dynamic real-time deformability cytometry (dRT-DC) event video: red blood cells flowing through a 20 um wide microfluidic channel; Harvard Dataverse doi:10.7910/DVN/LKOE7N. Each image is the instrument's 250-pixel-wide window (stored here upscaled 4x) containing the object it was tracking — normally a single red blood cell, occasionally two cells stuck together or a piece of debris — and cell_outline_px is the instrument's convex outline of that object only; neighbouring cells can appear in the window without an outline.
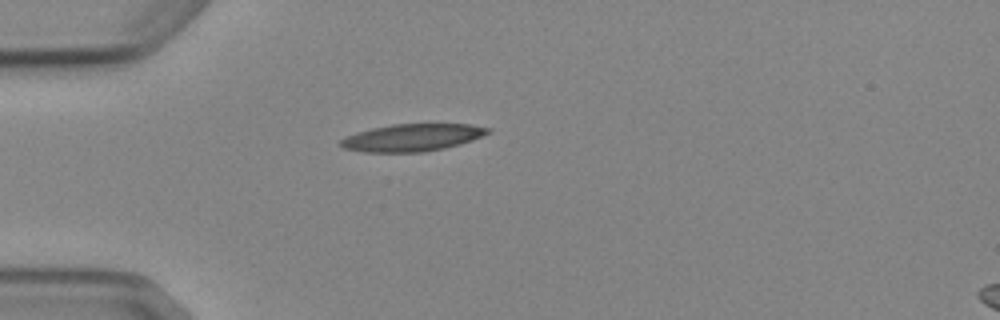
{"species": "Egyptian fruit bat (a non-hibernating species)", "species_latin": "Rousettus aegyptiacus", "temperature_condition": "cold", "stored_images_in_passage": 1, "camera_frame_rate_fps": 3000, "um_per_image_px": 0.085, "animal": {"sex": "female"}, "frame": {"image": 1, "passage_image": 1, "time_ms": 0.0, "image_size_px": [1000, 320], "cell_outline_px": [[492, 132], [472, 140], [460, 144], [444, 148], [424, 152], [364, 152], [344, 148], [336, 144], [344, 136], [356, 132], [372, 128], [392, 124], [472, 124], [492, 128]], "centroid_in_image_um": [35.03, 11.69], "position_along_channel_um": 50.0, "area_um2": 23.7}}